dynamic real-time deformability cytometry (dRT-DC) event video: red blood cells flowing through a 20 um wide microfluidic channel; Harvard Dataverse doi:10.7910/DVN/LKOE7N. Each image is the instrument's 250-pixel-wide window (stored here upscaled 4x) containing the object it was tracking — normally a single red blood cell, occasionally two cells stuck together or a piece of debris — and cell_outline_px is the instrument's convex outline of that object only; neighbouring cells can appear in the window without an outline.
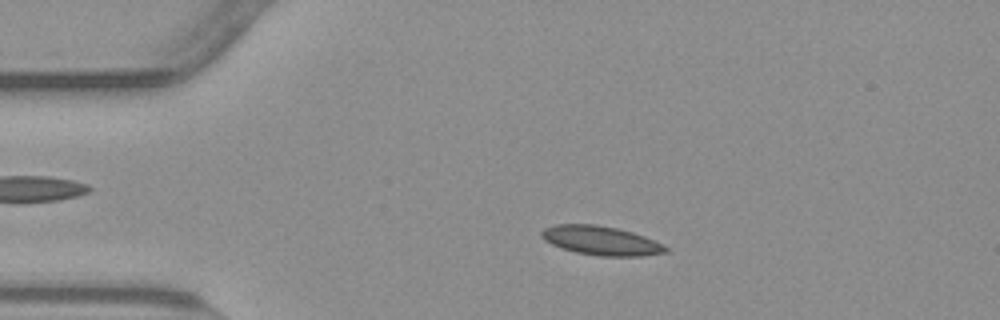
{"species": "common noctule bat (a hibernating species)", "species_latin": "Nyctalus noctula", "temperature_condition": "warm", "stored_images_in_passage": 51, "camera_frame_rate_fps": 3000, "um_per_image_px": 0.085, "animal": {"sex": "male", "body_mass_g": 23.1, "forearm_length_mm": 52.7}, "frame": {"image": 1, "passage_image": 8, "time_ms": 2.333, "image_size_px": [1000, 320], "cell_outline_px": [[668, 252], [644, 256], [600, 256], [576, 252], [552, 244], [544, 240], [540, 236], [540, 232], [544, 228], [556, 224], [596, 224], [616, 228], [632, 232], [644, 236], [664, 244], [668, 248]], "centroid_in_image_um": [51.1, 20.45], "position_along_channel_um": 33.9, "area_um2": 21.04}}
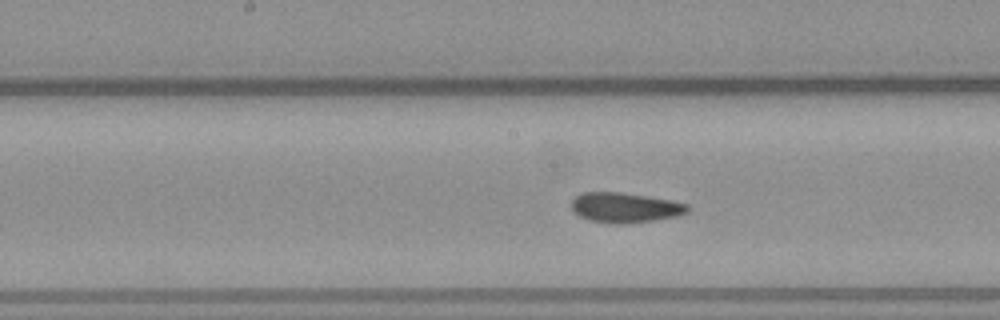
{"frame": {"image": 2, "passage_image": 24, "time_ms": 7.667, "image_size_px": [1000, 320], "cell_outline_px": [[688, 212], [676, 216], [652, 220], [592, 220], [580, 216], [572, 208], [572, 200], [580, 192], [620, 192], [672, 200], [688, 204]], "centroid_in_image_um": [53.15, 17.57], "position_along_channel_um": 195.1, "area_um2": 19.07}}
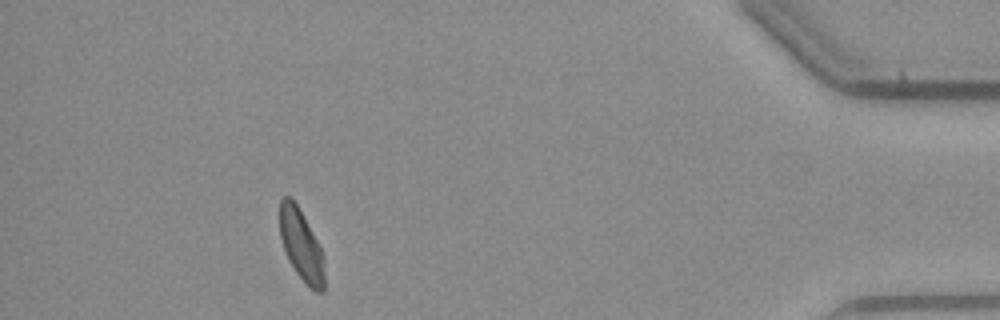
{"frame": {"image": 3, "passage_image": 46, "time_ms": 15.0, "image_size_px": [1000, 320], "cell_outline_px": [[324, 292], [316, 292], [296, 272], [288, 260], [280, 236], [280, 200], [284, 196], [292, 196], [316, 240], [320, 248], [324, 260]], "centroid_in_image_um": [25.59, 20.82], "position_along_channel_um": 409.6, "area_um2": 18.09}, "authors_computed_cell_mechanics": {"area_um2": 19.941, "velocity_mm_per_s": 3.7809, "shape_relaxation_time_tau1_ms": 5.107, "shape_relaxation_time_tau2_ms": 1.3652, "deformation_change_tau1": 0.1306, "deformation_change_tau2": 0.0722}}